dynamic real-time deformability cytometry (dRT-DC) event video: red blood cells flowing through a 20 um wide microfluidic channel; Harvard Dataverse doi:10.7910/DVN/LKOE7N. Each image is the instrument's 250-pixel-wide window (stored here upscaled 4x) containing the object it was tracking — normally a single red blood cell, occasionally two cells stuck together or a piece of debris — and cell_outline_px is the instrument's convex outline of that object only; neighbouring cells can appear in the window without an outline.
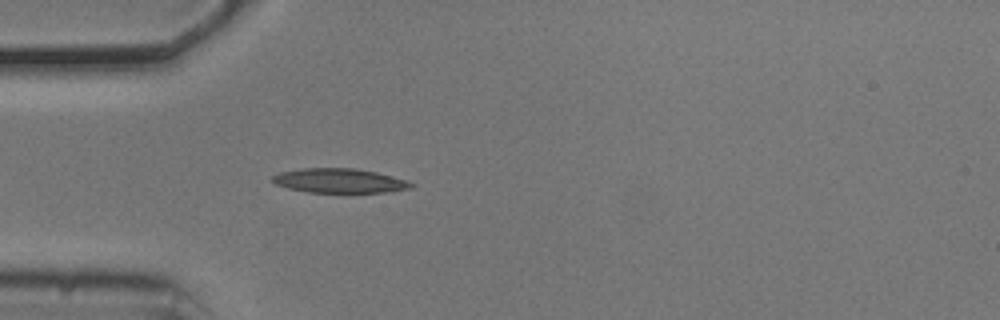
{"species": "common noctule bat (a hibernating species)", "species_latin": "Nyctalus noctula", "temperature_condition": "cold", "stored_images_in_passage": 39, "camera_frame_rate_fps": 3000, "um_per_image_px": 0.085, "animal": {"sex": "male", "body_mass_g": 20.5, "forearm_length_mm": 52.5}, "frame": {"image": 1, "passage_image": 1, "time_ms": 0.0, "image_size_px": [1000, 320], "cell_outline_px": [[416, 184], [412, 188], [392, 192], [308, 192], [288, 188], [276, 184], [272, 180], [272, 176], [280, 172], [304, 168], [356, 168], [376, 172], [408, 180]], "centroid_in_image_um": [28.91, 15.36], "position_along_channel_um": 56.1, "area_um2": 19.77}}
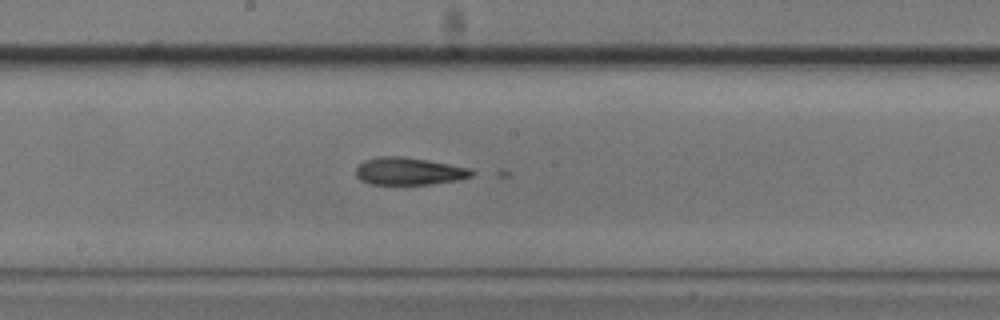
{"frame": {"image": 2, "passage_image": 14, "time_ms": 4.333, "image_size_px": [1000, 320], "cell_outline_px": [[480, 172], [472, 176], [460, 180], [428, 184], [368, 184], [360, 180], [356, 176], [356, 168], [364, 160], [380, 156], [404, 156], [428, 160], [472, 168]], "centroid_in_image_um": [34.82, 14.55], "position_along_channel_um": 213.4, "area_um2": 18.84}}
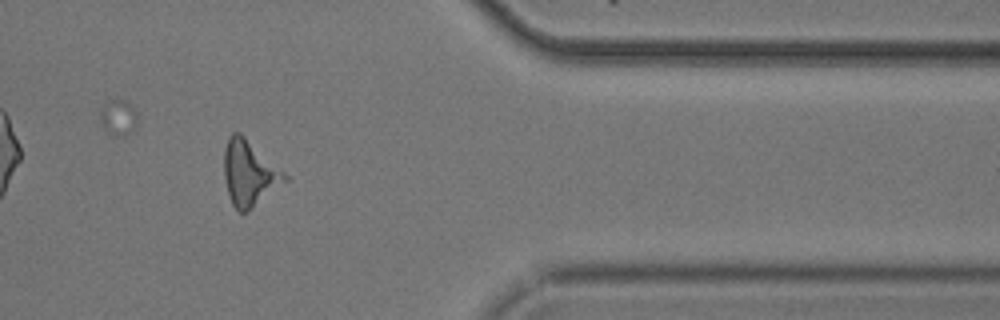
{"frame": {"image": 3, "passage_image": 30, "time_ms": 9.667, "image_size_px": [1000, 320], "cell_outline_px": [[288, 180], [244, 212], [240, 212], [232, 204], [228, 192], [224, 176], [224, 148], [228, 136], [232, 132], [240, 132], [284, 172], [288, 176]], "centroid_in_image_um": [21.16, 14.67], "position_along_channel_um": 390.2, "area_um2": 22.54}}